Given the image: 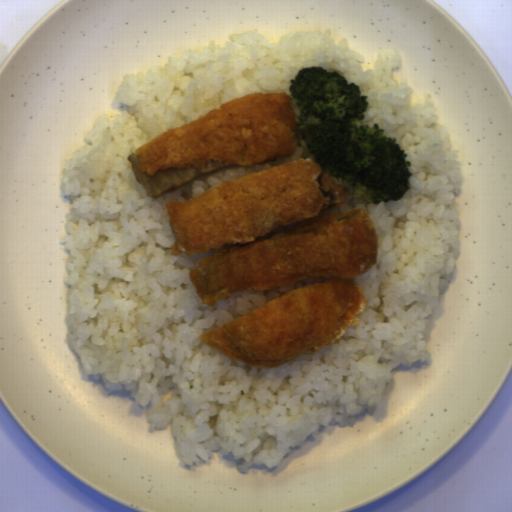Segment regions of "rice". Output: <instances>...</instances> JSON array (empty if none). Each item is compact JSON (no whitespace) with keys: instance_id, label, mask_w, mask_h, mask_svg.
<instances>
[{"instance_id":"obj_1","label":"rice","mask_w":512,"mask_h":512,"mask_svg":"<svg viewBox=\"0 0 512 512\" xmlns=\"http://www.w3.org/2000/svg\"><path fill=\"white\" fill-rule=\"evenodd\" d=\"M224 47L215 39L202 51L188 48L143 72L124 74L114 95L125 104L110 120L97 117L85 135L88 145L65 162L61 180L71 196L65 214L68 234L59 240L69 252L65 276L68 331L85 375L101 379L108 391L129 390L147 405V432L170 423L175 450L186 465L207 462L212 451L252 465L277 466L294 447H303L318 427L335 422L353 427L363 411L376 407L391 387L400 364L431 361L427 349L440 298L451 286L461 256V214L456 196L465 175L460 151L452 150L447 126L439 121L428 92L415 93L393 73L400 51L381 47L373 69L331 27L291 31L279 42L256 31L230 34ZM304 66L338 71L360 86L370 104L361 120L379 123L396 137L411 161L412 188L399 201L366 203L346 195L344 206L318 215L363 209L376 227L379 256L369 271L353 278L368 305L333 345L309 357L272 368L232 362L198 335L248 314L286 293L335 277L300 280L266 291L233 293L207 306L189 280V269L218 249L172 255L175 241L165 204L186 201L227 179L312 158L306 140L288 157L264 166H228L158 199L138 184L127 156L159 133L186 124L250 92L288 91ZM411 104V105H410ZM298 130V129H297ZM313 159V158H312Z\"/></svg>"}]
</instances>
